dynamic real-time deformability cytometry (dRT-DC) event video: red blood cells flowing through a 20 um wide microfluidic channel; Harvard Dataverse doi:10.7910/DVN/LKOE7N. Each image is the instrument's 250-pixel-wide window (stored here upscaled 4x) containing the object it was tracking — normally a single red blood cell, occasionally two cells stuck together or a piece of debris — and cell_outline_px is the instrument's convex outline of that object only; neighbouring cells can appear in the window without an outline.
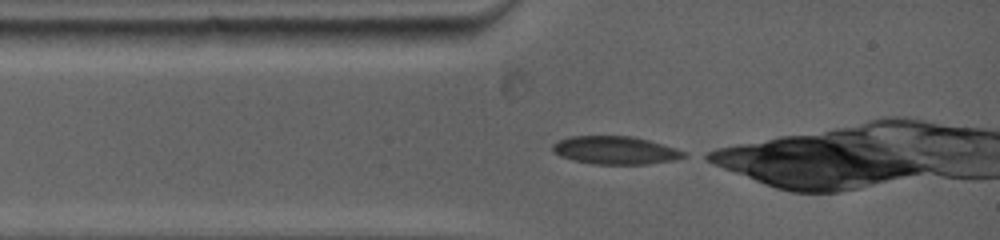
{"species": "common noctule bat (a hibernating species)", "species_latin": "Nyctalus noctula", "temperature_condition": "warm", "stored_images_in_passage": 8, "camera_frame_rate_fps": 5000, "um_per_image_px": 0.085, "animal": {"sex": "female", "body_mass_g": 19.0, "forearm_length_mm": 53.3}, "frame": {"image": 1, "passage_image": 1, "time_ms": 0.0, "image_size_px": [1000, 240], "cell_outline_px": [[688, 156], [676, 160], [648, 164], [592, 164], [572, 160], [560, 156], [552, 152], [552, 144], [568, 136], [632, 136], [648, 140], [676, 148], [688, 152]], "centroid_in_image_um": [52.32, 12.78], "position_along_channel_um": 32.7, "area_um2": 21.68}}